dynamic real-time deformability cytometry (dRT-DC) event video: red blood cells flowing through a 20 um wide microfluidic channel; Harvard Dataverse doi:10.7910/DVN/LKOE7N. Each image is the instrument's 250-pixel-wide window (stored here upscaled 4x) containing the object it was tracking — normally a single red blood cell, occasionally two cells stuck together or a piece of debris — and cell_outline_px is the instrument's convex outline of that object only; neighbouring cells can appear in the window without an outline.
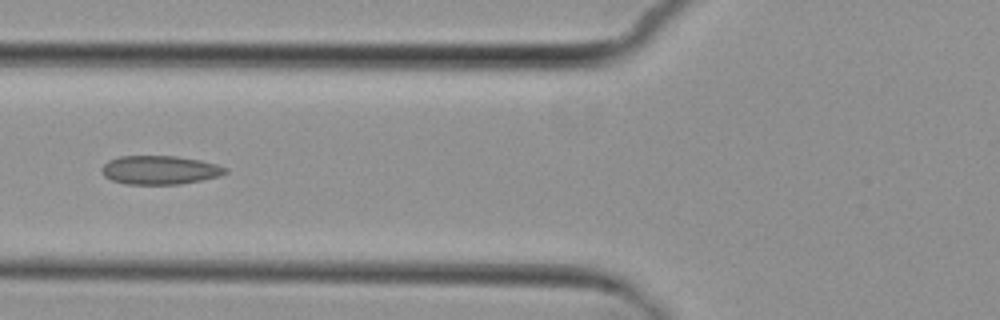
{"species": "common noctule bat (a hibernating species)", "species_latin": "Nyctalus noctula", "temperature_condition": "cold", "stored_images_in_passage": 8, "camera_frame_rate_fps": 3000, "um_per_image_px": 0.085, "animal": {"sex": "female", "body_mass_g": 29.2, "forearm_length_mm": 56.3}, "frame": {"image": 1, "passage_image": 5, "time_ms": 5.667, "image_size_px": [1000, 320], "cell_outline_px": [[228, 172], [220, 176], [180, 184], [128, 184], [112, 180], [104, 176], [100, 172], [100, 168], [108, 160], [120, 156], [176, 156], [200, 160], [216, 164], [228, 168]], "centroid_in_image_um": [13.57, 14.45], "position_along_channel_um": 112.2, "area_um2": 20.75}}
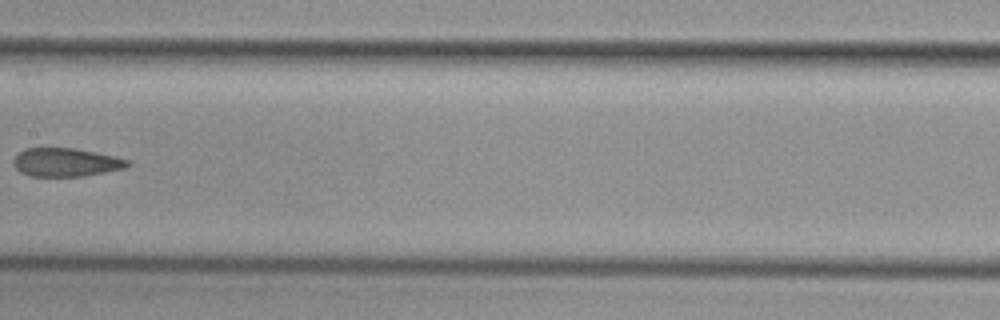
{"frame": {"image": 2, "passage_image": 7, "time_ms": 8.0, "image_size_px": [1000, 320], "cell_outline_px": [[132, 164], [128, 168], [84, 176], [28, 176], [20, 172], [12, 164], [12, 160], [24, 148], [76, 148], [116, 156], [128, 160]], "centroid_in_image_um": [5.63, 13.8], "position_along_channel_um": 201.8, "area_um2": 19.19}}
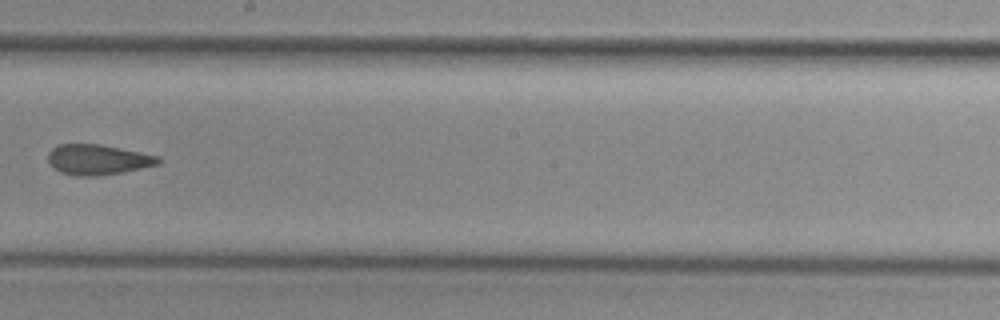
{"frame": {"image": 3, "passage_image": 8, "time_ms": 9.0, "image_size_px": [1000, 320], "cell_outline_px": [[164, 160], [160, 164], [124, 172], [100, 176], [76, 176], [60, 172], [48, 160], [48, 152], [52, 148], [60, 144], [100, 144], [160, 156]], "centroid_in_image_um": [8.37, 13.57], "position_along_channel_um": 239.8, "area_um2": 19.59}}